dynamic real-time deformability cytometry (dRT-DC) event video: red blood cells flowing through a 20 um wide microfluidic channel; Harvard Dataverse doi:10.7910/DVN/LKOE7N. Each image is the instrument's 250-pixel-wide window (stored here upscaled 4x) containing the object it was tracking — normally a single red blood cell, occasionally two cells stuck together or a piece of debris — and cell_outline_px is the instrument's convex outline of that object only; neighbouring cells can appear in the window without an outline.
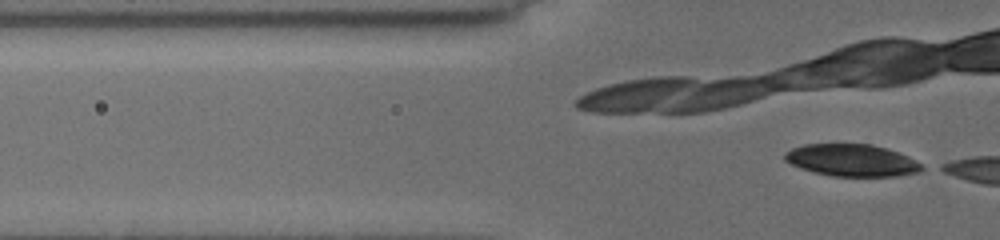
{"species": "common noctule bat (a hibernating species)", "species_latin": "Nyctalus noctula", "temperature_condition": "cold", "stored_images_in_passage": 9, "segment_of_instrument_passage": [2, 2], "camera_frame_rate_fps": 3000, "um_per_image_px": 0.085, "animal": {"sex": "female", "body_mass_g": 19.5, "forearm_length_mm": 54.1}, "frame": {"image": 1, "passage_image": 9, "time_ms": 8.0, "image_size_px": [1000, 240], "cell_outline_px": [[928, 168], [920, 172], [896, 176], [832, 176], [800, 168], [784, 160], [784, 152], [792, 148], [804, 144], [872, 144], [908, 156]], "centroid_in_image_um": [72.42, 13.63], "position_along_channel_um": 53.4, "area_um2": 25.61}}